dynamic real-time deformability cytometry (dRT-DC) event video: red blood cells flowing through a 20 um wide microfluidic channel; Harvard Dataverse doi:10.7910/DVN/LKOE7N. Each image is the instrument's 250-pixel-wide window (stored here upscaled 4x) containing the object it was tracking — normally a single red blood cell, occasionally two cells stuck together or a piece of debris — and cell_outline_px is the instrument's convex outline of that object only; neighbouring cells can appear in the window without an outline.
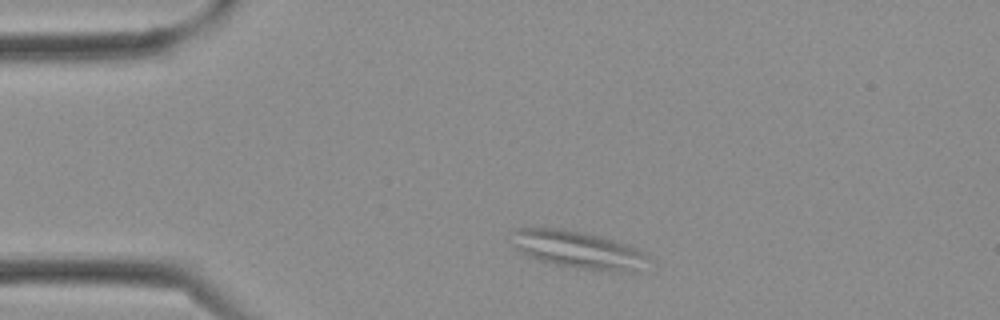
{"species": "Egyptian fruit bat (a non-hibernating species)", "species_latin": "Rousettus aegyptiacus", "temperature_condition": "cold", "stored_images_in_passage": 2, "camera_frame_rate_fps": 3000, "um_per_image_px": 0.085, "frame": {"image": 1, "passage_image": 1, "time_ms": 0.0, "image_size_px": [1000, 320], "cell_outline_px": [[652, 260], [632, 272], [608, 272], [576, 268], [556, 264], [540, 260], [528, 256], [520, 252], [512, 244], [508, 232], [512, 228], [564, 228], [584, 232], [600, 236], [628, 244], [644, 252]], "centroid_in_image_um": [49.11, 21.22], "position_along_channel_um": 35.9, "area_um2": 30.4}}